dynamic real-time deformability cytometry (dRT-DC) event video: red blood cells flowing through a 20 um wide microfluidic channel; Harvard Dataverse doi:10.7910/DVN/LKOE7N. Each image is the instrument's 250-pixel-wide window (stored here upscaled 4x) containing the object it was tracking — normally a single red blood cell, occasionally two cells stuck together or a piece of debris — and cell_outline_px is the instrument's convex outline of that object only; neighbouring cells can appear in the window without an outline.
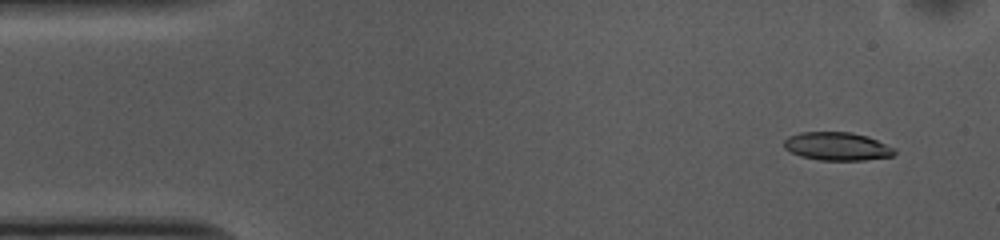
{"species": "common noctule bat (a hibernating species)", "species_latin": "Nyctalus noctula", "temperature_condition": "cold", "stored_images_in_passage": 53, "camera_frame_rate_fps": 3000, "um_per_image_px": 0.085, "animal": {"sex": "female", "body_mass_g": 10.0, "forearm_length_mm": 53.1}, "frame": {"image": 1, "passage_image": 4, "time_ms": 1.0, "image_size_px": [1000, 240], "cell_outline_px": [[896, 152], [892, 156], [864, 160], [820, 160], [800, 156], [784, 148], [784, 140], [788, 136], [800, 132], [852, 132], [868, 136], [896, 148]], "centroid_in_image_um": [71.17, 12.43], "position_along_channel_um": 13.8, "area_um2": 18.26}}
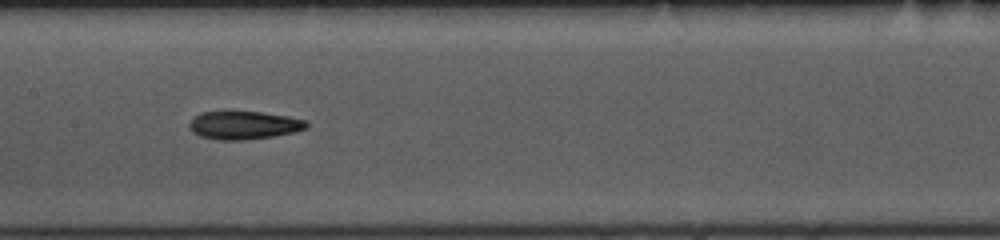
{"frame": {"image": 2, "passage_image": 25, "time_ms": 8.0, "image_size_px": [1000, 240], "cell_outline_px": [[308, 128], [276, 136], [244, 140], [220, 140], [200, 136], [192, 132], [188, 128], [188, 124], [196, 116], [204, 112], [224, 108], [232, 108], [288, 116], [308, 120]], "centroid_in_image_um": [20.71, 10.59], "position_along_channel_um": 186.7, "area_um2": 20.11}}
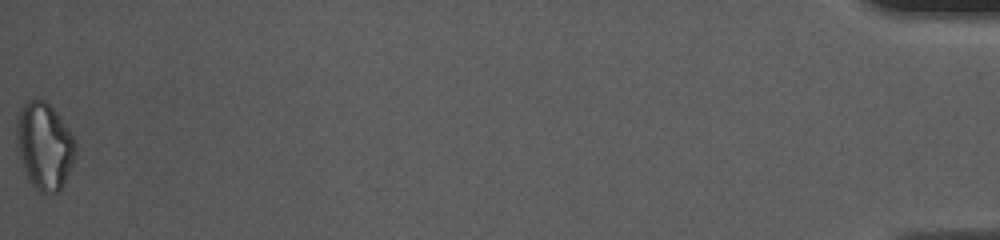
{"frame": {"image": 3, "passage_image": 53, "time_ms": 17.333, "image_size_px": [1000, 240], "cell_outline_px": [[76, 156], [64, 184], [60, 192], [44, 192], [36, 188], [32, 184], [28, 176], [16, 140], [16, 120], [20, 108], [28, 100], [36, 96], [44, 100], [56, 112], [68, 128], [76, 144]], "centroid_in_image_um": [3.79, 12.35], "position_along_channel_um": 431.4, "area_um2": 29.54}, "authors_computed_cell_mechanics": {"area_um2": 19.2474, "velocity_mm_per_s": 3.7391, "shape_relaxation_time_tau1_ms": 5.5168, "shape_relaxation_time_tau2_ms": 4.2001, "deformation_change_tau1": 0.1621, "deformation_change_tau2": 0.1271}}